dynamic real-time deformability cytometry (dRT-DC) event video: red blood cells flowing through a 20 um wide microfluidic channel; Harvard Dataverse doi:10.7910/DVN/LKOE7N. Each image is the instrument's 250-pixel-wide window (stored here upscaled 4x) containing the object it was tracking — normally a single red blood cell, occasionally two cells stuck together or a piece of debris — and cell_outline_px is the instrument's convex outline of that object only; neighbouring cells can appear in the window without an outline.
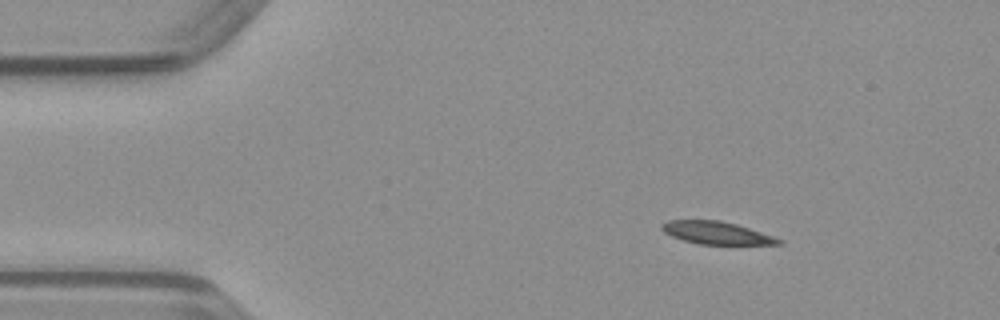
{"species": "common noctule bat (a hibernating species)", "species_latin": "Nyctalus noctula", "temperature_condition": "warm", "stored_images_in_passage": 45, "camera_frame_rate_fps": 3000, "um_per_image_px": 0.085, "animal": {"sex": "male", "body_mass_g": 23.1, "forearm_length_mm": 52.7}, "frame": {"image": 1, "passage_image": 3, "time_ms": 0.667, "image_size_px": [1000, 320], "cell_outline_px": [[784, 244], [700, 244], [684, 240], [672, 236], [664, 232], [660, 228], [660, 224], [668, 220], [720, 220], [736, 224], [784, 240]], "centroid_in_image_um": [60.87, 19.79], "position_along_channel_um": 24.1, "area_um2": 15.26}}
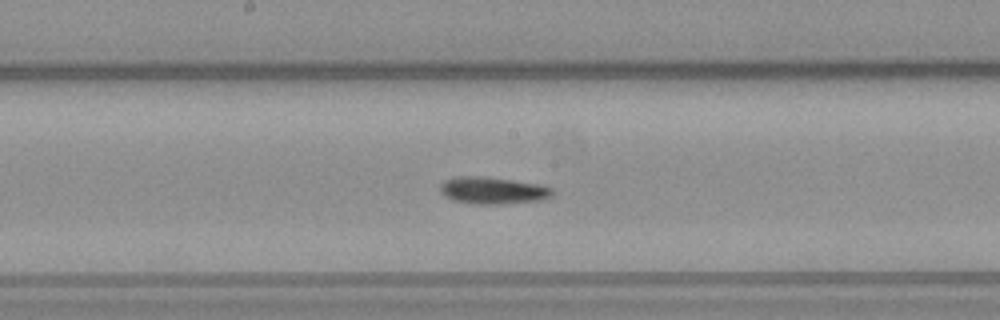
{"frame": {"image": 2, "passage_image": 21, "time_ms": 6.667, "image_size_px": [1000, 320], "cell_outline_px": [[556, 192], [552, 196], [544, 200], [496, 204], [472, 204], [452, 200], [444, 196], [440, 192], [440, 184], [444, 180], [460, 176], [484, 176], [512, 180], [536, 184], [552, 188]], "centroid_in_image_um": [41.88, 16.19], "position_along_channel_um": 206.3, "area_um2": 17.8}}
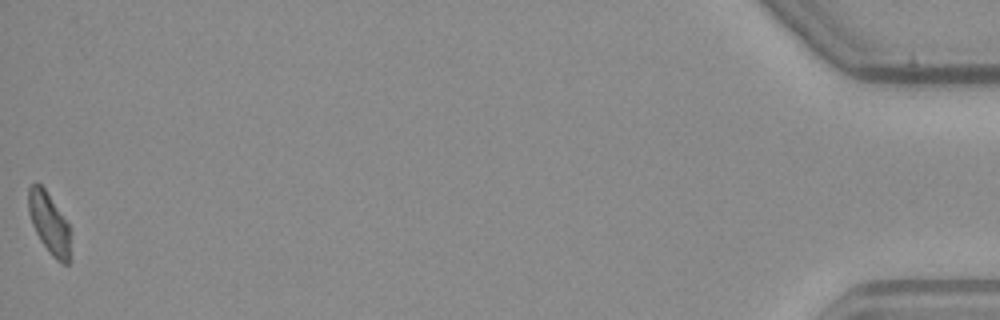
{"frame": {"image": 3, "passage_image": 45, "time_ms": 14.667, "image_size_px": [1000, 320], "cell_outline_px": [[68, 264], [60, 264], [52, 256], [40, 240], [32, 224], [28, 212], [28, 188], [36, 180], [44, 188], [68, 224]], "centroid_in_image_um": [4.12, 18.94], "position_along_channel_um": 431.1, "area_um2": 14.51}}